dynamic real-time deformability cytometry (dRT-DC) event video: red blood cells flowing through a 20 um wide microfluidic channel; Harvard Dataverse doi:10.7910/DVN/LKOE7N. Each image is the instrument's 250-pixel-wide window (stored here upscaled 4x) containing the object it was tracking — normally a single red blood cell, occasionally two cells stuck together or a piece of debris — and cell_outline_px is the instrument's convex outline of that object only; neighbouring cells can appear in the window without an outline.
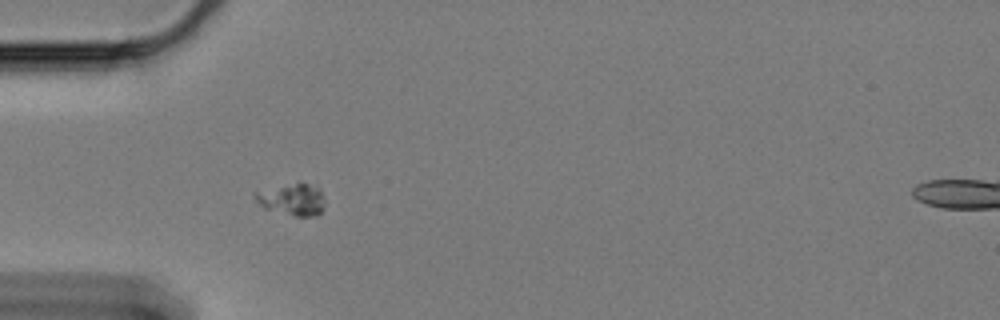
{"species": "Egyptian fruit bat (a non-hibernating species)", "species_latin": "Rousettus aegyptiacus", "temperature_condition": "cold", "stored_images_in_passage": 44, "camera_frame_rate_fps": 3000, "um_per_image_px": 0.085, "animal": {"sex": "female"}, "frame": {"image": 1, "passage_image": 1, "time_ms": 0.0, "image_size_px": [1000, 320], "cell_outline_px": [[324, 208], [316, 216], [296, 216], [264, 208], [252, 196], [252, 192], [296, 184], [308, 184], [316, 188], [320, 192], [324, 200]], "centroid_in_image_um": [24.82, 16.99], "position_along_channel_um": 60.2, "area_um2": 12.37}}
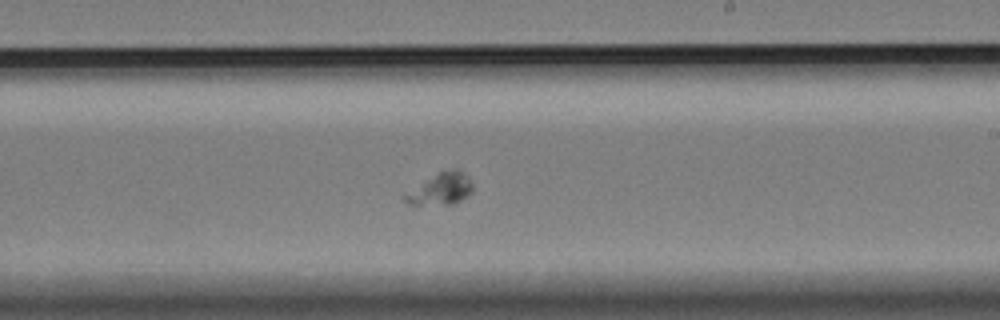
{"frame": {"image": 2, "passage_image": 19, "time_ms": 6.0, "image_size_px": [1000, 320], "cell_outline_px": [[472, 192], [468, 196], [452, 204], [408, 204], [400, 196], [440, 172], [456, 168], [468, 176], [472, 184]], "centroid_in_image_um": [37.47, 16.08], "position_along_channel_um": 251.5, "area_um2": 12.2}}
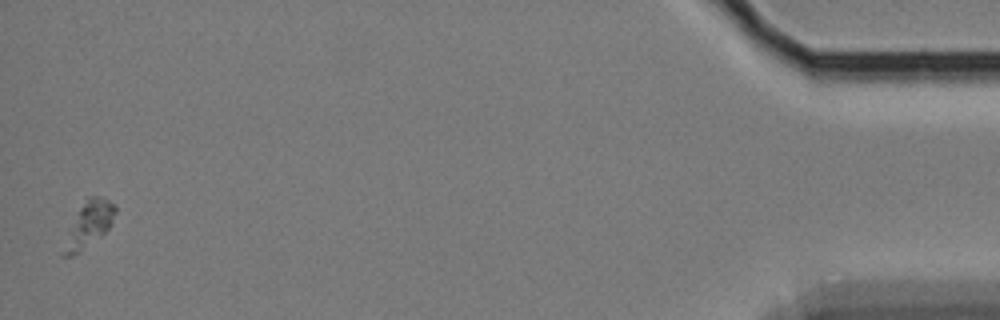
{"frame": {"image": 3, "passage_image": 43, "time_ms": 14.0, "image_size_px": [1000, 320], "cell_outline_px": [[116, 212], [112, 224], [100, 236], [80, 252], [72, 256], [60, 256], [60, 252], [80, 208], [88, 196], [104, 196], [116, 204]], "centroid_in_image_um": [7.58, 19.07], "position_along_channel_um": 427.6, "area_um2": 13.47}}